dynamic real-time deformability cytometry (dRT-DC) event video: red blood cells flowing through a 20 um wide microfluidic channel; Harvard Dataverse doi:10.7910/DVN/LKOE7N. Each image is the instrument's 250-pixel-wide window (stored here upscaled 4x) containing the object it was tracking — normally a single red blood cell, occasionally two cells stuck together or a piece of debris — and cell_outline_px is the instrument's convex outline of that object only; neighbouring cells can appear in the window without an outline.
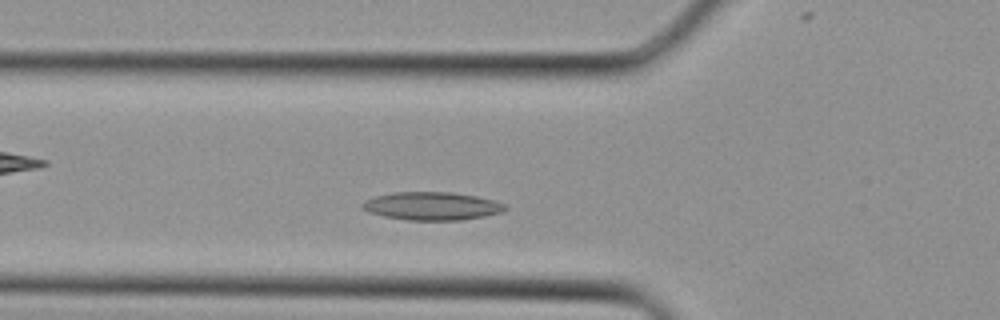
{"species": "Egyptian fruit bat (a non-hibernating species)", "species_latin": "Rousettus aegyptiacus", "temperature_condition": "cold", "stored_images_in_passage": 24, "camera_frame_rate_fps": 3000, "um_per_image_px": 0.085, "animal": {"sex": "female"}, "frame": {"image": 1, "passage_image": 5, "time_ms": 1.333, "image_size_px": [1000, 320], "cell_outline_px": [[508, 208], [504, 212], [484, 216], [460, 220], [408, 220], [384, 216], [368, 212], [360, 204], [364, 200], [376, 196], [392, 192], [452, 192], [476, 196], [492, 200], [504, 204]], "centroid_in_image_um": [36.71, 17.51], "position_along_channel_um": 89.1, "area_um2": 23.35}}
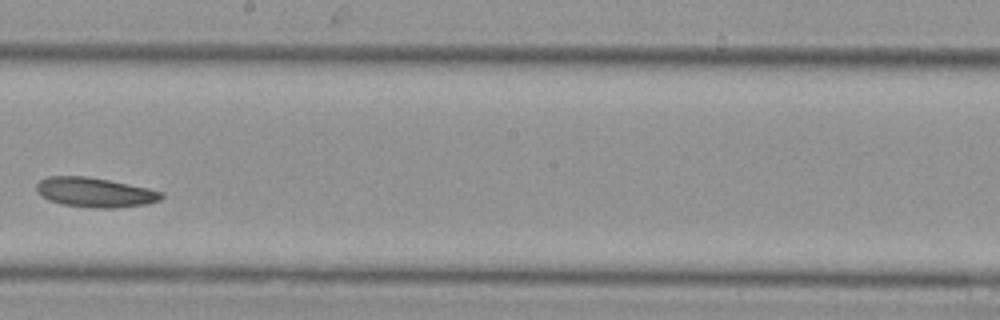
{"frame": {"image": 2, "passage_image": 13, "time_ms": 4.0, "image_size_px": [1000, 320], "cell_outline_px": [[164, 196], [160, 200], [148, 204], [116, 208], [96, 208], [64, 204], [48, 200], [40, 196], [36, 192], [36, 184], [40, 180], [48, 176], [88, 176], [108, 180], [164, 192]], "centroid_in_image_um": [8.05, 16.35], "position_along_channel_um": 240.2, "area_um2": 21.56}}
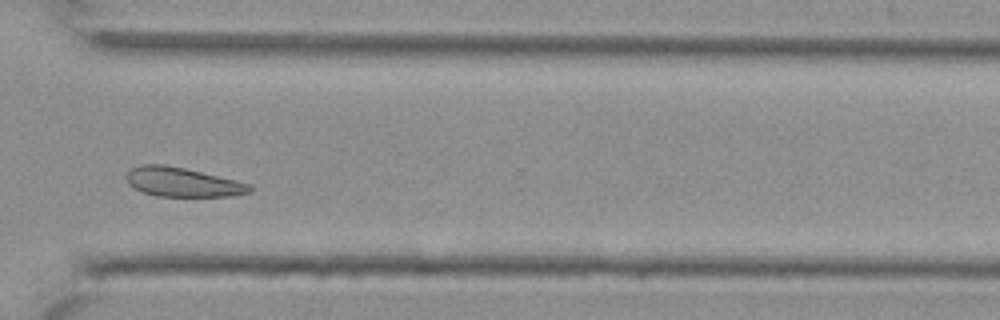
{"frame": {"image": 3, "passage_image": 19, "time_ms": 6.0, "image_size_px": [1000, 320], "cell_outline_px": [[252, 192], [232, 196], [156, 196], [132, 188], [128, 184], [128, 172], [132, 168], [140, 164], [164, 164], [184, 168], [236, 180], [252, 184]], "centroid_in_image_um": [15.54, 15.48], "position_along_channel_um": 355.1, "area_um2": 20.98}}